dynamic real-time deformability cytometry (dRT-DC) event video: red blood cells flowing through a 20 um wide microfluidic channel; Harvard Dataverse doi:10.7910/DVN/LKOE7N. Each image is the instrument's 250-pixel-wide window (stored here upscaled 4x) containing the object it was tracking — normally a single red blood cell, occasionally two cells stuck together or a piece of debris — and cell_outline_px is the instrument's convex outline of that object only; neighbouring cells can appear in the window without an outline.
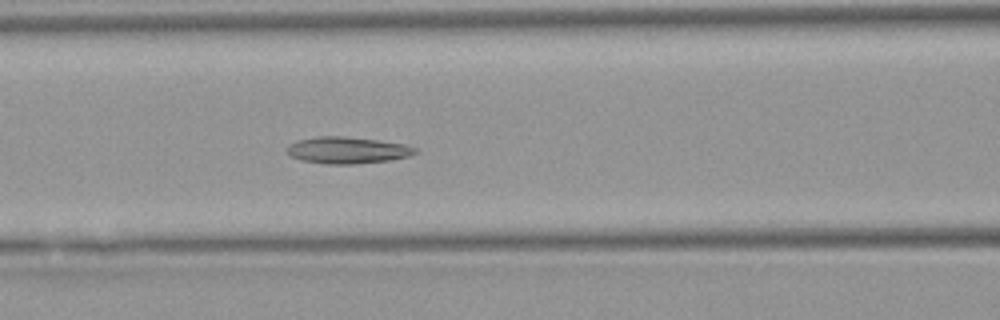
{"species": "Egyptian fruit bat (a non-hibernating species)", "species_latin": "Rousettus aegyptiacus", "temperature_condition": "warm", "stored_images_in_passage": 32, "camera_frame_rate_fps": 3000, "um_per_image_px": 0.085, "animal": {"sex": "female"}, "frame": {"image": 1, "passage_image": 6, "time_ms": 1.667, "image_size_px": [1000, 320], "cell_outline_px": [[416, 152], [408, 156], [392, 160], [352, 164], [328, 164], [300, 160], [288, 156], [284, 148], [300, 140], [320, 136], [340, 136], [376, 140], [404, 144], [416, 148]], "centroid_in_image_um": [29.48, 12.78], "position_along_channel_um": 137.1, "area_um2": 19.77}}
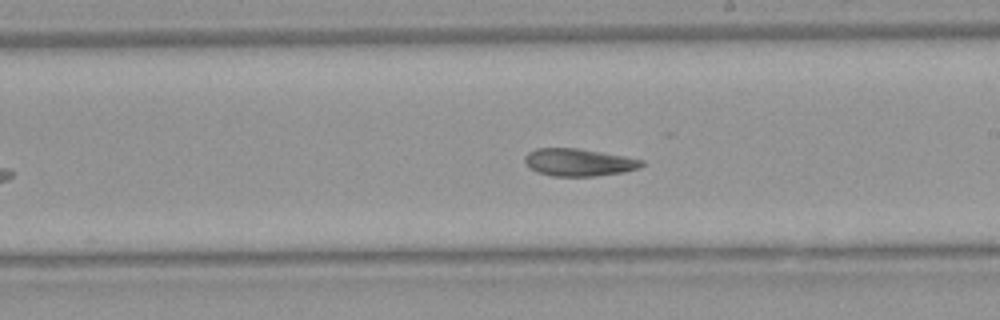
{"frame": {"image": 2, "passage_image": 14, "time_ms": 4.333, "image_size_px": [1000, 320], "cell_outline_px": [[644, 164], [640, 168], [624, 172], [596, 176], [552, 176], [536, 172], [528, 168], [524, 160], [524, 156], [528, 152], [536, 148], [576, 148], [624, 156], [644, 160]], "centroid_in_image_um": [49.17, 13.8], "position_along_channel_um": 239.8, "area_um2": 18.84}}
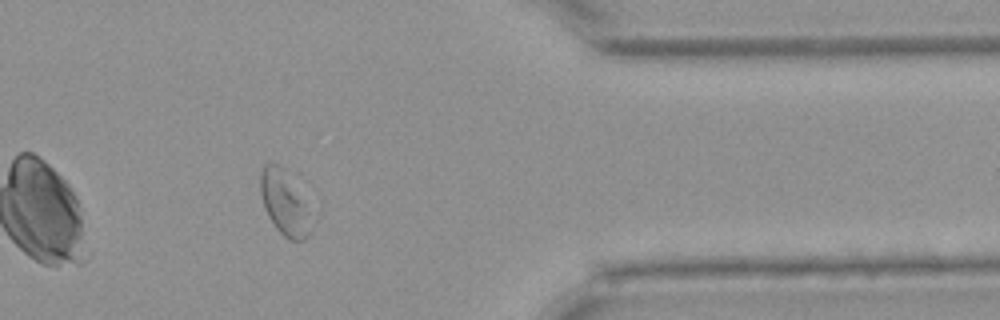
{"frame": {"image": 3, "passage_image": 27, "time_ms": 8.667, "image_size_px": [1000, 320], "cell_outline_px": [[312, 228], [308, 236], [304, 240], [292, 240], [284, 236], [276, 228], [268, 216], [264, 208], [260, 192], [260, 172], [264, 164], [276, 164], [284, 168], [312, 212]], "centroid_in_image_um": [24.2, 17.28], "position_along_channel_um": 387.2, "area_um2": 19.19}}